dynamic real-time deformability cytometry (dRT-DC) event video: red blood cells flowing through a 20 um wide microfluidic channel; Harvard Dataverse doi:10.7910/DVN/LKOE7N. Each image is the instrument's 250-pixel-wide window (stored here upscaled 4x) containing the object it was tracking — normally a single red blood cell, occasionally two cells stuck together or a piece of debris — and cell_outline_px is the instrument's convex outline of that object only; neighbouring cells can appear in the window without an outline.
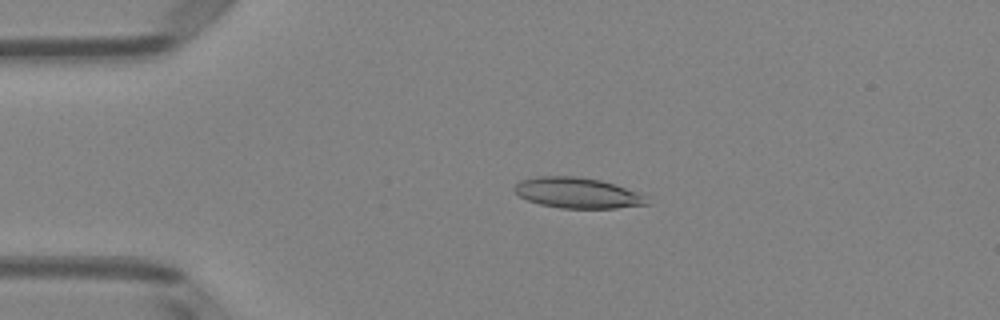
{"species": "Egyptian fruit bat (a non-hibernating species)", "species_latin": "Rousettus aegyptiacus", "temperature_condition": "room temperature", "stored_images_in_passage": 44, "camera_frame_rate_fps": 3000, "um_per_image_px": 0.085, "animal": {"sex": "female"}, "frame": {"image": 1, "passage_image": 4, "time_ms": 1.0, "image_size_px": [1000, 320], "cell_outline_px": [[648, 204], [616, 208], [560, 208], [540, 204], [528, 200], [520, 196], [516, 192], [516, 184], [520, 180], [536, 176], [576, 176], [600, 180], [636, 192], [644, 196]], "centroid_in_image_um": [49.04, 16.39], "position_along_channel_um": 36.0, "area_um2": 23.18}}
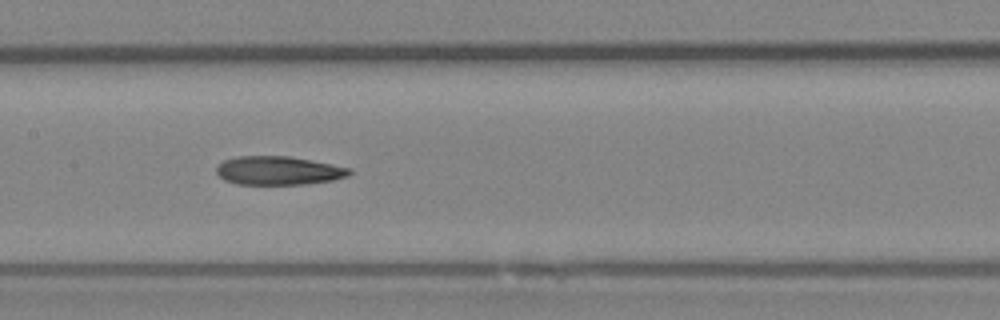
{"frame": {"image": 2, "passage_image": 18, "time_ms": 5.667, "image_size_px": [1000, 320], "cell_outline_px": [[352, 172], [348, 176], [332, 180], [308, 184], [236, 184], [224, 180], [216, 172], [216, 164], [224, 160], [236, 156], [288, 156], [332, 164], [352, 168]], "centroid_in_image_um": [23.65, 14.5], "position_along_channel_um": 183.7, "area_um2": 22.31}}
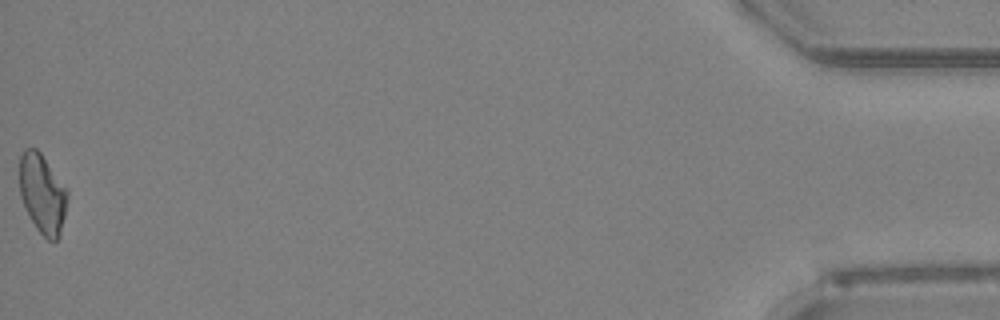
{"frame": {"image": 3, "passage_image": 44, "time_ms": 14.333, "image_size_px": [1000, 320], "cell_outline_px": [[68, 196], [60, 236], [56, 240], [48, 240], [36, 228], [20, 196], [20, 156], [24, 148], [36, 148], [40, 152], [68, 188]], "centroid_in_image_um": [3.62, 16.44], "position_along_channel_um": 431.6, "area_um2": 22.08}, "authors_computed_cell_mechanics": {"area_um2": 22.8021, "velocity_mm_per_s": 4.0012, "shape_relaxation_time_tau1_ms": 7.1578, "shape_relaxation_time_tau2_ms": 6.0738, "deformation_change_tau1": 0.2221, "deformation_change_tau2": 0.1788}}